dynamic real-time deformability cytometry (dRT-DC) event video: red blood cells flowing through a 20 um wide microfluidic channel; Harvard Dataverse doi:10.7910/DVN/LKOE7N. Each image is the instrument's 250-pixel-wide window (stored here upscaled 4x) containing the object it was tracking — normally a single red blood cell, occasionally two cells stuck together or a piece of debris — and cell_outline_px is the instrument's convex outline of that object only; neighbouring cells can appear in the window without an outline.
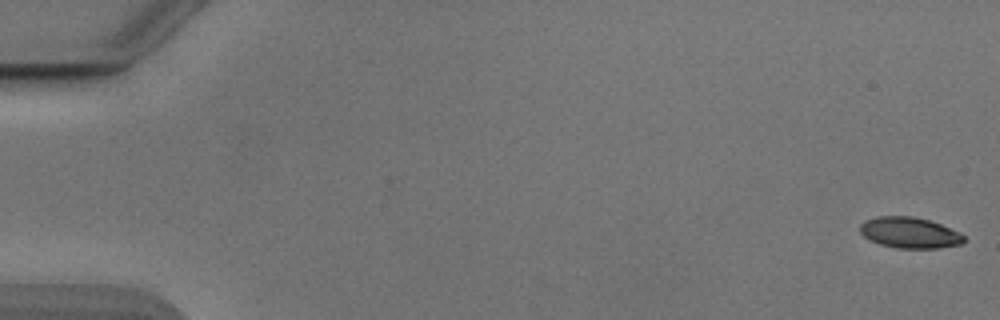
{"species": "Egyptian fruit bat (a non-hibernating species)", "species_latin": "Rousettus aegyptiacus", "temperature_condition": "cold", "stored_images_in_passage": 17, "camera_frame_rate_fps": 3000, "um_per_image_px": 0.085, "animal": {"sex": "male"}, "frame": {"image": 1, "passage_image": 1, "time_ms": 0.0, "image_size_px": [1000, 320], "cell_outline_px": [[964, 240], [960, 244], [936, 248], [896, 248], [880, 244], [868, 240], [860, 232], [860, 224], [864, 220], [876, 216], [912, 216], [928, 220], [940, 224], [960, 232], [964, 236]], "centroid_in_image_um": [77.27, 19.77], "position_along_channel_um": 7.7, "area_um2": 18.73}}
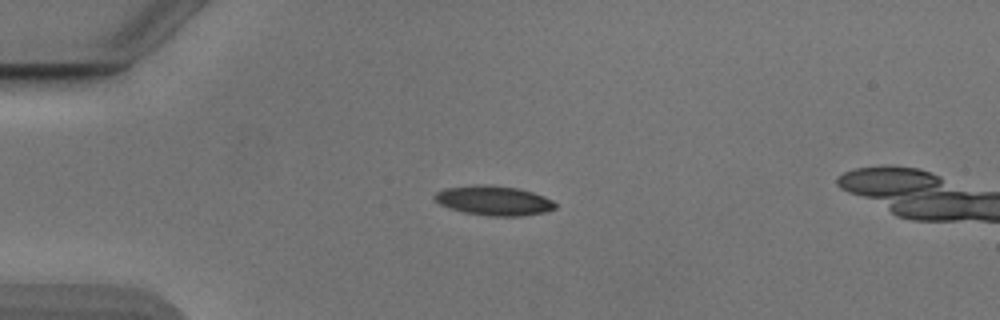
{"frame": {"image": 2, "passage_image": 14, "time_ms": 4.333, "image_size_px": [1000, 320], "cell_outline_px": [[556, 208], [544, 212], [524, 216], [488, 216], [464, 212], [448, 208], [440, 204], [432, 196], [436, 192], [444, 188], [476, 184], [480, 184], [516, 188], [532, 192], [544, 196], [552, 200], [556, 204]], "centroid_in_image_um": [41.95, 17.05], "position_along_channel_um": 43.1, "area_um2": 20.81}}